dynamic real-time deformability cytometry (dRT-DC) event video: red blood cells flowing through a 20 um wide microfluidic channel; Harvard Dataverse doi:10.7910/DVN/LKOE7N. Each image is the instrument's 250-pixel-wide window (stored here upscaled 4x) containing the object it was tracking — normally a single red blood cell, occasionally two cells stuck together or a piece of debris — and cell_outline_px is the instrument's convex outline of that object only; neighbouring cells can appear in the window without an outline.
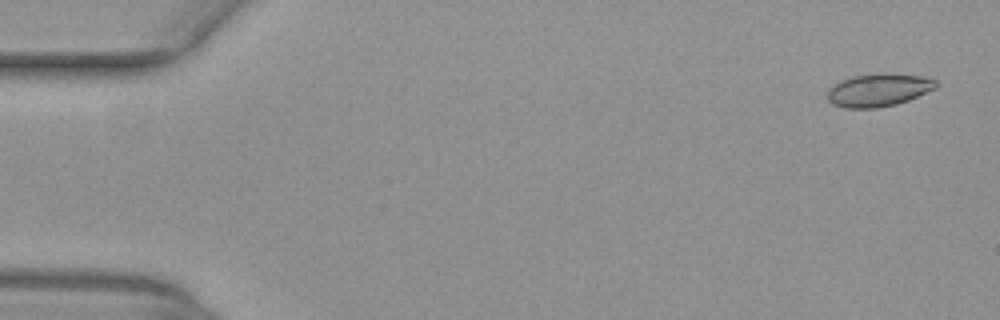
{"species": "common noctule bat (a hibernating species)", "species_latin": "Nyctalus noctula", "temperature_condition": "warm", "stored_images_in_passage": 52, "camera_frame_rate_fps": 3000, "um_per_image_px": 0.085, "animal": {"sex": "female", "body_mass_g": 29.2, "forearm_length_mm": 56.3}, "frame": {"image": 1, "passage_image": 2, "time_ms": 0.333, "image_size_px": [1000, 320], "cell_outline_px": [[936, 88], [908, 100], [896, 104], [876, 108], [844, 108], [832, 104], [828, 100], [828, 88], [832, 84], [840, 80], [852, 76], [928, 76], [936, 80]], "centroid_in_image_um": [74.62, 7.7], "position_along_channel_um": 10.4, "area_um2": 20.06}}
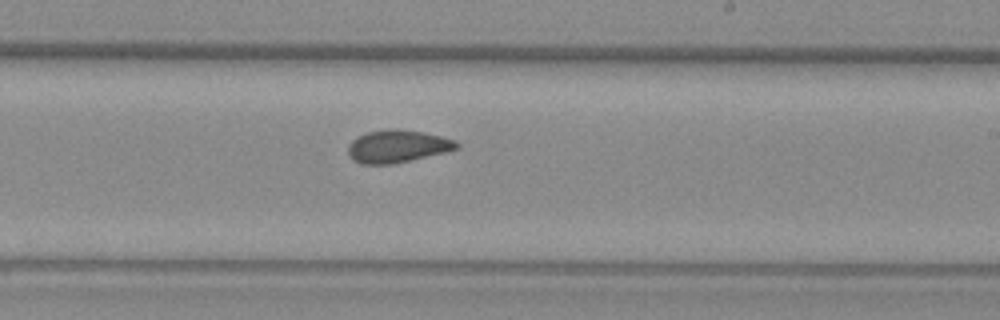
{"frame": {"image": 2, "passage_image": 31, "time_ms": 10.0, "image_size_px": [1000, 320], "cell_outline_px": [[460, 148], [448, 152], [392, 164], [360, 164], [352, 160], [348, 152], [348, 144], [356, 136], [368, 132], [388, 128], [400, 128], [424, 132], [456, 140], [460, 144]], "centroid_in_image_um": [33.8, 12.43], "position_along_channel_um": 255.2, "area_um2": 21.04}}
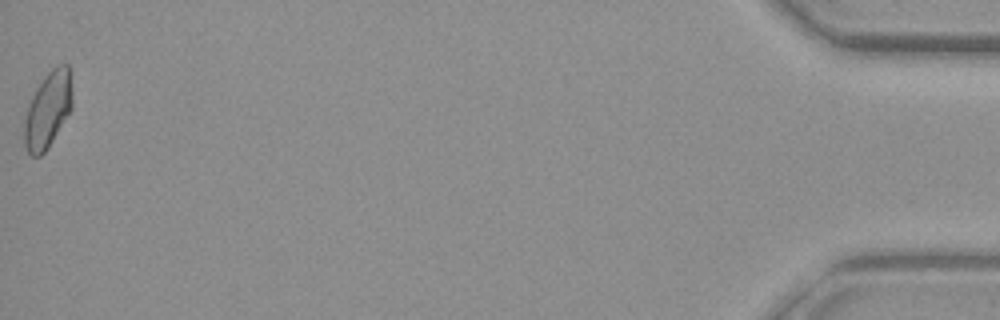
{"frame": {"image": 3, "passage_image": 52, "time_ms": 17.0, "image_size_px": [1000, 320], "cell_outline_px": [[72, 108], [48, 148], [40, 156], [32, 156], [28, 152], [24, 144], [24, 120], [28, 104], [36, 88], [44, 76], [56, 64], [68, 64], [72, 92]], "centroid_in_image_um": [4.06, 9.33], "position_along_channel_um": 431.1, "area_um2": 21.33}, "authors_computed_cell_mechanics": {"area_um2": 20.5768, "velocity_mm_per_s": 3.9975, "shape_relaxation_time_tau1_ms": null, "shape_relaxation_time_tau2_ms": 1.5484, "deformation_change_tau1": null, "deformation_change_tau2": 0.0532}}